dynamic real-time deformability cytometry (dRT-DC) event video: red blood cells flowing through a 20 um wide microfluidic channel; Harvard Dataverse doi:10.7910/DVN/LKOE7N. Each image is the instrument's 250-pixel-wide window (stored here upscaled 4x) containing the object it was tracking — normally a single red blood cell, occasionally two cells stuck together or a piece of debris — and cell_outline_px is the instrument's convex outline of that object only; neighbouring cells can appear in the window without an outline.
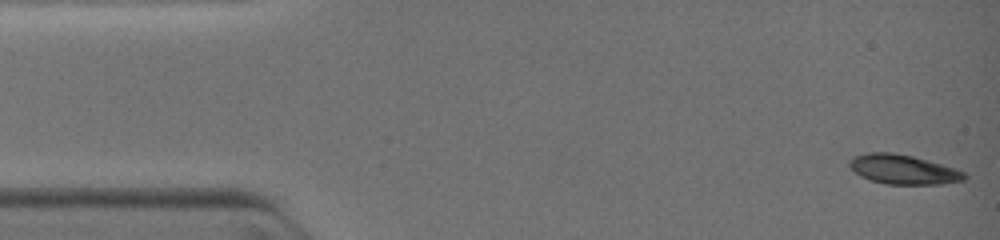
{"species": "common noctule bat (a hibernating species)", "species_latin": "Nyctalus noctula", "temperature_condition": "warm", "stored_images_in_passage": 4, "camera_frame_rate_fps": 3000, "um_per_image_px": 0.085, "animal": {"sex": "female", "body_mass_g": 19.0, "forearm_length_mm": 51.5}, "frame": {"image": 1, "passage_image": 1, "time_ms": 0.0, "image_size_px": [1000, 240], "cell_outline_px": [[968, 176], [964, 180], [940, 184], [884, 184], [860, 176], [848, 164], [848, 160], [852, 156], [864, 152], [892, 152], [912, 156], [956, 168], [964, 172]], "centroid_in_image_um": [76.75, 14.39], "position_along_channel_um": 8.3, "area_um2": 19.83}}
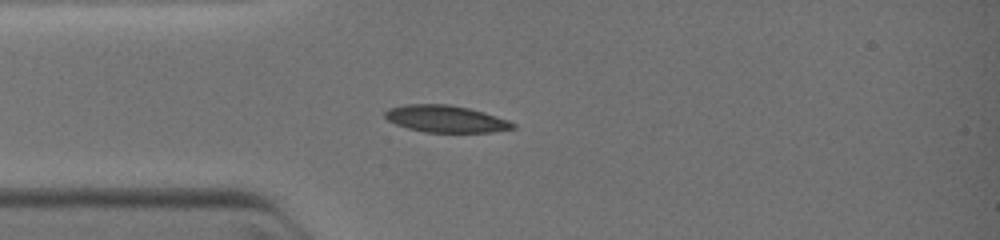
{"frame": {"image": 2, "passage_image": 4, "time_ms": 3.0, "image_size_px": [1000, 240], "cell_outline_px": [[516, 128], [488, 132], [424, 132], [408, 128], [396, 124], [388, 120], [384, 116], [384, 112], [388, 108], [408, 104], [448, 104], [468, 108], [484, 112], [508, 120], [516, 124]], "centroid_in_image_um": [37.88, 10.1], "position_along_channel_um": 47.1, "area_um2": 20.0}}